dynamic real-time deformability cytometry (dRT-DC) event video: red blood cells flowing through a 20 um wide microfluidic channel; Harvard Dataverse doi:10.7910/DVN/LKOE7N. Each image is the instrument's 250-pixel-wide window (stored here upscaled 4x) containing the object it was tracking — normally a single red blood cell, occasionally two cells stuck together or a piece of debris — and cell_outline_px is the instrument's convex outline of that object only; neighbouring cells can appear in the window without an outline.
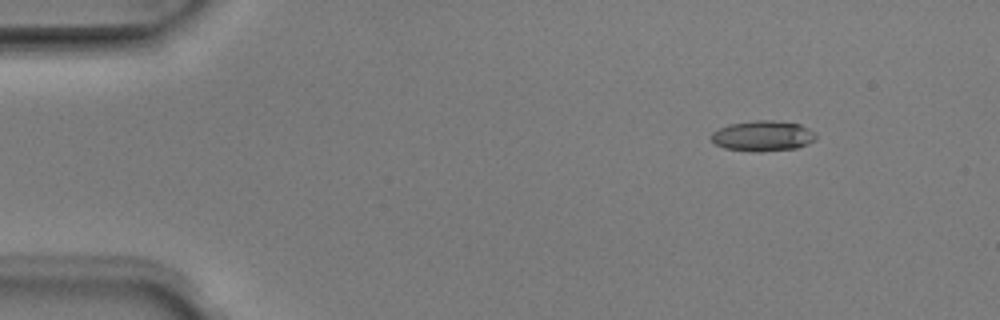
{"species": "Egyptian fruit bat (a non-hibernating species)", "species_latin": "Rousettus aegyptiacus", "temperature_condition": "room temperature", "stored_images_in_passage": 6, "camera_frame_rate_fps": 3000, "um_per_image_px": 0.085, "animal": {"sex": "male"}, "frame": {"image": 1, "passage_image": 2, "time_ms": 0.333, "image_size_px": [1000, 320], "cell_outline_px": [[816, 136], [808, 144], [796, 148], [760, 152], [756, 152], [724, 148], [716, 144], [708, 136], [712, 132], [728, 124], [756, 120], [772, 120], [800, 124], [816, 132]], "centroid_in_image_um": [64.82, 11.55], "position_along_channel_um": 20.2, "area_um2": 18.67}}
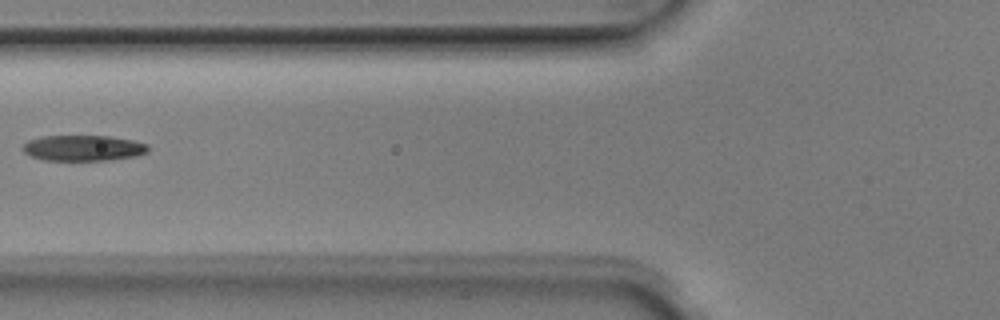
{"frame": {"image": 2, "passage_image": 6, "time_ms": 1.667, "image_size_px": [1000, 320], "cell_outline_px": [[148, 152], [136, 156], [112, 160], [40, 160], [24, 152], [24, 144], [28, 140], [40, 136], [108, 136], [132, 140], [148, 144]], "centroid_in_image_um": [7.09, 12.58], "position_along_channel_um": 118.7, "area_um2": 18.79}}